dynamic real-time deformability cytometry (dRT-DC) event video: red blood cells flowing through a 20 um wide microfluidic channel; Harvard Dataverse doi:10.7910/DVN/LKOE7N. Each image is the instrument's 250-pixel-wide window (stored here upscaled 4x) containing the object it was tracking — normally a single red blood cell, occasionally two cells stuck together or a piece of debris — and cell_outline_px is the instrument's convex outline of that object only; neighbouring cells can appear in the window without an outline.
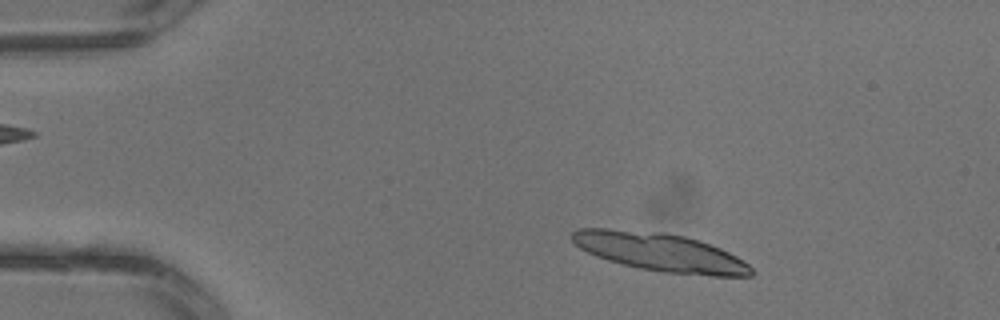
{"species": "common noctule bat (a hibernating species)", "species_latin": "Nyctalus noctula", "temperature_condition": "warm", "stored_images_in_passage": 2, "camera_frame_rate_fps": 3000, "um_per_image_px": 0.085, "animal": {"sex": "male", "body_mass_g": 13.3}, "frame": {"image": 1, "passage_image": 1, "time_ms": 0.0, "image_size_px": [1000, 320], "cell_outline_px": [[756, 272], [752, 276], [712, 276], [664, 272], [640, 268], [608, 260], [596, 256], [580, 248], [572, 240], [572, 232], [580, 228], [608, 228], [664, 232], [684, 236], [700, 240], [720, 248], [744, 260]], "centroid_in_image_um": [56.15, 21.43], "position_along_channel_um": 28.8, "area_um2": 40.0}}